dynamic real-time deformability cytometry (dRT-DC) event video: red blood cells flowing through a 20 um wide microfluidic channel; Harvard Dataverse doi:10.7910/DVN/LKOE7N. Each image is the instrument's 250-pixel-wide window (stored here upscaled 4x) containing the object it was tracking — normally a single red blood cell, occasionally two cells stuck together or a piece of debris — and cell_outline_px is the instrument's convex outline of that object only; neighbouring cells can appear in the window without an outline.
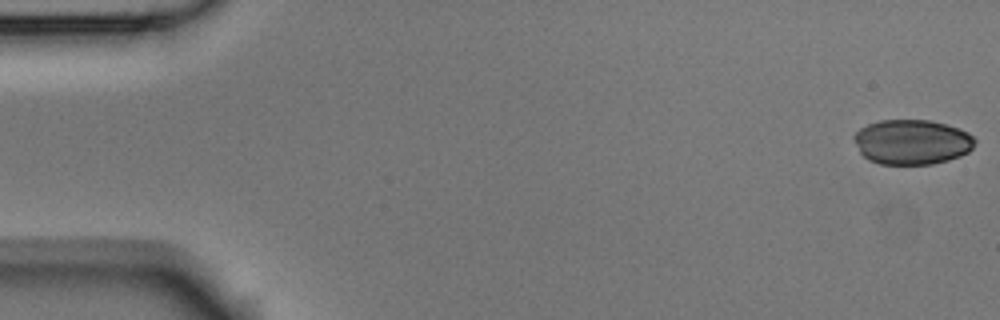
{"species": "Egyptian fruit bat (a non-hibernating species)", "species_latin": "Rousettus aegyptiacus", "temperature_condition": "room temperature", "stored_images_in_passage": 4, "camera_frame_rate_fps": 3000, "um_per_image_px": 0.085, "animal": {"sex": "male"}, "frame": {"image": 1, "passage_image": 1, "time_ms": 0.0, "image_size_px": [1000, 320], "cell_outline_px": [[976, 140], [972, 148], [968, 152], [960, 156], [948, 160], [932, 164], [880, 164], [868, 160], [860, 152], [852, 136], [860, 128], [868, 124], [880, 120], [928, 120], [960, 128], [968, 132]], "centroid_in_image_um": [77.51, 12.07], "position_along_channel_um": 7.5, "area_um2": 31.67}}
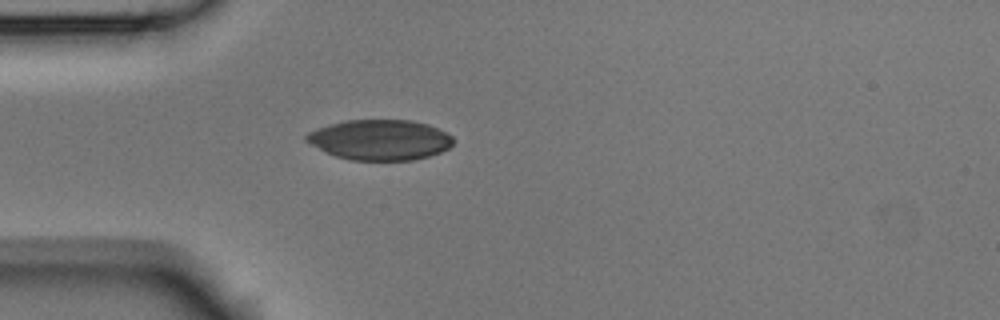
{"frame": {"image": 2, "passage_image": 4, "time_ms": 1.0, "image_size_px": [1000, 320], "cell_outline_px": [[452, 144], [448, 148], [440, 152], [428, 156], [412, 160], [352, 160], [336, 156], [304, 140], [304, 136], [308, 132], [316, 128], [328, 124], [344, 120], [412, 120], [428, 124], [452, 136]], "centroid_in_image_um": [32.27, 11.87], "position_along_channel_um": 52.7, "area_um2": 34.33}}